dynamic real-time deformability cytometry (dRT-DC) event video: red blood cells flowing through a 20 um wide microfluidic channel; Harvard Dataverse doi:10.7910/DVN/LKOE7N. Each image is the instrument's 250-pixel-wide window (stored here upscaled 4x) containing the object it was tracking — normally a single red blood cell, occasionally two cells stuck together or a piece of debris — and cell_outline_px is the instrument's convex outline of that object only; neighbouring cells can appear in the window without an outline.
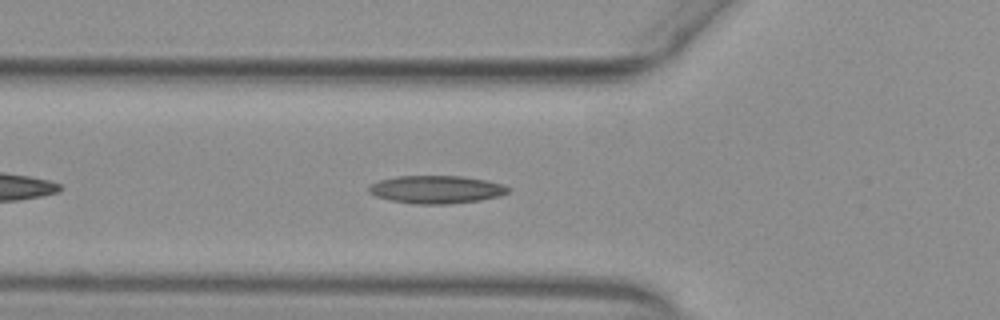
{"species": "common noctule bat (a hibernating species)", "species_latin": "Nyctalus noctula", "temperature_condition": "warm", "stored_images_in_passage": 18, "camera_frame_rate_fps": 3000, "um_per_image_px": 0.085, "animal": {"sex": "female", "body_mass_g": 29.2, "forearm_length_mm": 56.3}, "frame": {"image": 1, "passage_image": 7, "time_ms": 2.0, "image_size_px": [1000, 320], "cell_outline_px": [[512, 188], [508, 192], [500, 196], [480, 200], [448, 204], [416, 204], [392, 200], [376, 196], [368, 192], [368, 188], [372, 184], [380, 180], [396, 176], [464, 176], [488, 180]], "centroid_in_image_um": [37.12, 16.1], "position_along_channel_um": 88.7, "area_um2": 22.6}}
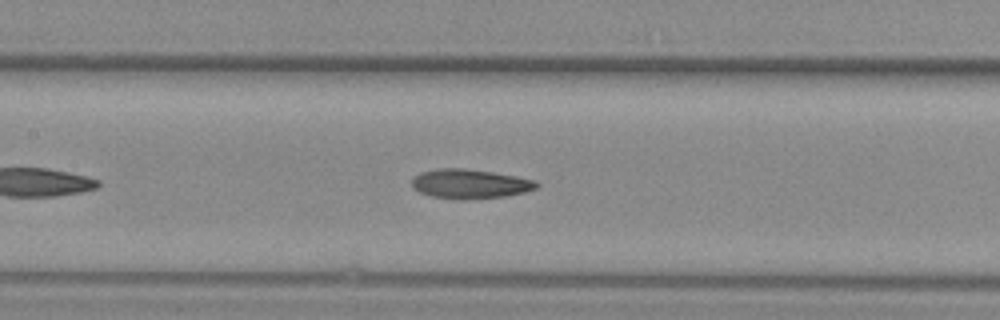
{"frame": {"image": 2, "passage_image": 13, "time_ms": 4.0, "image_size_px": [1000, 320], "cell_outline_px": [[540, 184], [536, 188], [524, 192], [504, 196], [464, 200], [460, 200], [432, 196], [420, 192], [412, 184], [412, 176], [420, 172], [436, 168], [464, 168], [492, 172], [516, 176], [536, 180]], "centroid_in_image_um": [39.94, 15.62], "position_along_channel_um": 167.5, "area_um2": 21.39}}
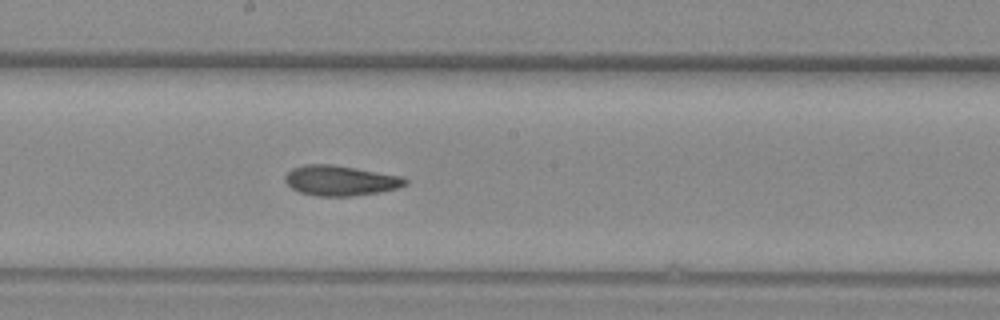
{"frame": {"image": 3, "passage_image": 17, "time_ms": 5.333, "image_size_px": [1000, 320], "cell_outline_px": [[408, 184], [400, 188], [380, 192], [348, 196], [316, 196], [300, 192], [292, 188], [284, 180], [284, 176], [292, 168], [304, 164], [332, 164], [356, 168], [400, 176], [408, 180]], "centroid_in_image_um": [28.93, 15.34], "position_along_channel_um": 219.3, "area_um2": 21.15}}